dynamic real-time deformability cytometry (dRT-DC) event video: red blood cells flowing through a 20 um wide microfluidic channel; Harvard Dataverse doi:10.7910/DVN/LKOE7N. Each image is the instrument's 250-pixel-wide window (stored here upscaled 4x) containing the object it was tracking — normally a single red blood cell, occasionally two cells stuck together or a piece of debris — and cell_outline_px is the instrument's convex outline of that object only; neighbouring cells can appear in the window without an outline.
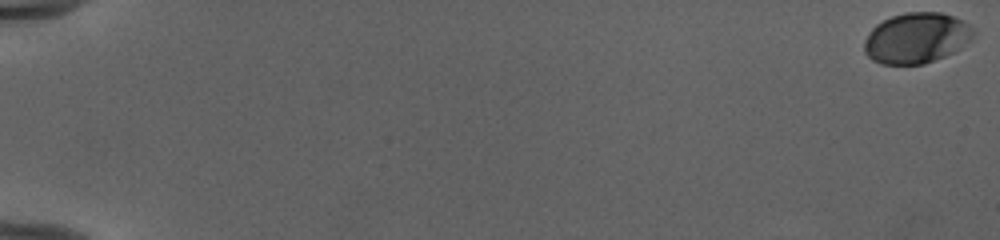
{"species": "human", "species_latin": "Homo sapiens", "temperature_condition": "cold", "stored_images_in_passage": 56, "camera_frame_rate_fps": 3000, "um_per_image_px": 0.085, "donor": {"sex": "female"}, "frame": {"image": 1, "passage_image": 1, "time_ms": 0.0, "image_size_px": [1000, 240], "cell_outline_px": [[976, 32], [960, 48], [944, 56], [924, 64], [880, 64], [872, 60], [864, 52], [864, 40], [868, 32], [876, 24], [892, 16], [904, 12], [940, 12], [952, 16], [968, 24]], "centroid_in_image_um": [77.85, 3.23], "position_along_channel_um": 7.2, "area_um2": 32.02}}